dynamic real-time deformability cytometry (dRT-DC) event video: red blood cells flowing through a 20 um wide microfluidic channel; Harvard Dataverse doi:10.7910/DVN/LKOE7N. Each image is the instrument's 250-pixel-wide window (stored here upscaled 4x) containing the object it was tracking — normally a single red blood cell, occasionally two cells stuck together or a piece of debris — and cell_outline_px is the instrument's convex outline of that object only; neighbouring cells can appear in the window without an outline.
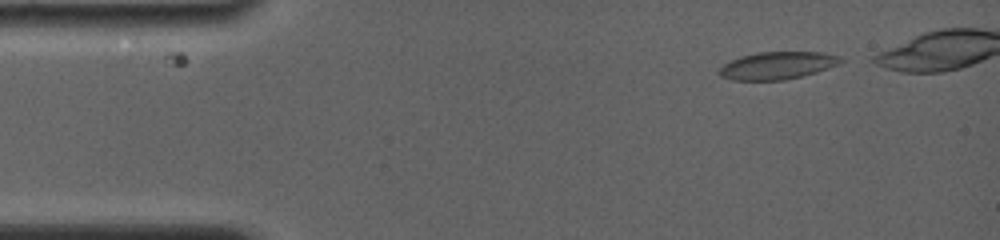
{"species": "common noctule bat (a hibernating species)", "species_latin": "Nyctalus noctula", "temperature_condition": "room temperature", "stored_images_in_passage": 5, "camera_frame_rate_fps": 4000, "um_per_image_px": 0.085, "animal": {"sex": "female", "body_mass_g": 19.0, "forearm_length_mm": 56.7}, "frame": {"image": 1, "passage_image": 1, "time_ms": 0.0, "image_size_px": [1000, 240], "cell_outline_px": [[844, 60], [840, 64], [816, 72], [784, 80], [732, 80], [720, 76], [716, 72], [724, 64], [740, 56], [760, 52], [824, 52], [840, 56]], "centroid_in_image_um": [66.08, 5.56], "position_along_channel_um": 18.9, "area_um2": 19.48}}
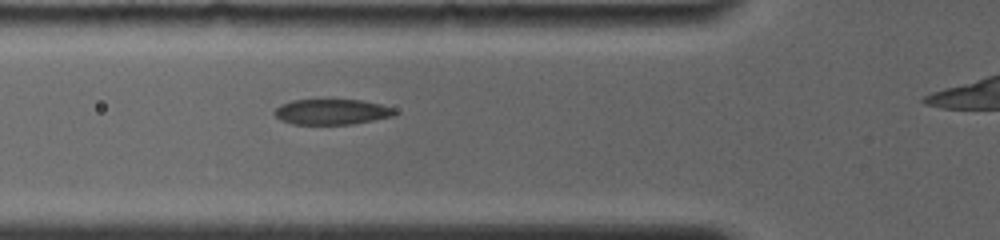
{"frame": {"image": 2, "passage_image": 5, "time_ms": 4.0, "image_size_px": [1000, 240], "cell_outline_px": [[396, 116], [352, 124], [292, 124], [280, 120], [272, 112], [280, 104], [292, 100], [360, 100], [380, 104], [392, 108], [396, 112]], "centroid_in_image_um": [28.18, 9.51], "position_along_channel_um": 97.6, "area_um2": 17.86}}